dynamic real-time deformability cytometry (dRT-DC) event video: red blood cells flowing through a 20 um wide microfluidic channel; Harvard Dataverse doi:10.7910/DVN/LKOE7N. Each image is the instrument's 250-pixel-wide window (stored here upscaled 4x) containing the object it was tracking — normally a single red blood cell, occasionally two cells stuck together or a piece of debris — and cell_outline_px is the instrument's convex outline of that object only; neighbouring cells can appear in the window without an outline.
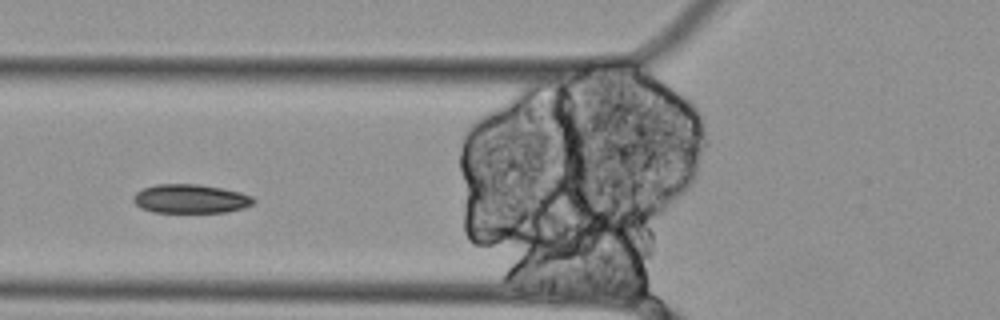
{"species": "Egyptian fruit bat (a non-hibernating species)", "species_latin": "Rousettus aegyptiacus", "temperature_condition": "cold", "stored_images_in_passage": 36, "segment_of_instrument_passage": [2, 2], "camera_frame_rate_fps": 3000, "um_per_image_px": 0.085, "animal": {"sex": "female"}, "frame": {"image": 1, "passage_image": 8, "time_ms": 2.333, "image_size_px": [1000, 320], "cell_outline_px": [[256, 200], [252, 204], [244, 208], [228, 212], [152, 212], [140, 208], [132, 200], [132, 196], [136, 192], [144, 188], [156, 184], [200, 184], [240, 192], [252, 196]], "centroid_in_image_um": [16.18, 16.9], "position_along_channel_um": 109.6, "area_um2": 20.35}}
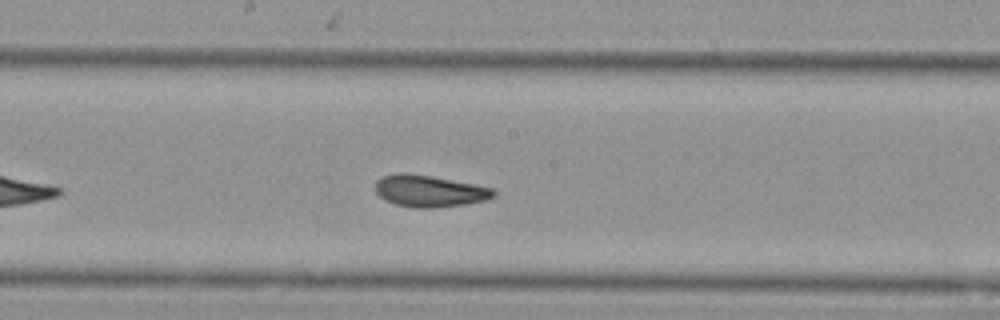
{"frame": {"image": 2, "passage_image": 17, "time_ms": 5.333, "image_size_px": [1000, 320], "cell_outline_px": [[496, 196], [484, 200], [464, 204], [432, 208], [412, 208], [396, 204], [384, 200], [376, 192], [376, 180], [384, 176], [400, 172], [404, 172], [432, 176], [492, 188], [496, 192]], "centroid_in_image_um": [36.47, 16.24], "position_along_channel_um": 211.7, "area_um2": 21.73}}
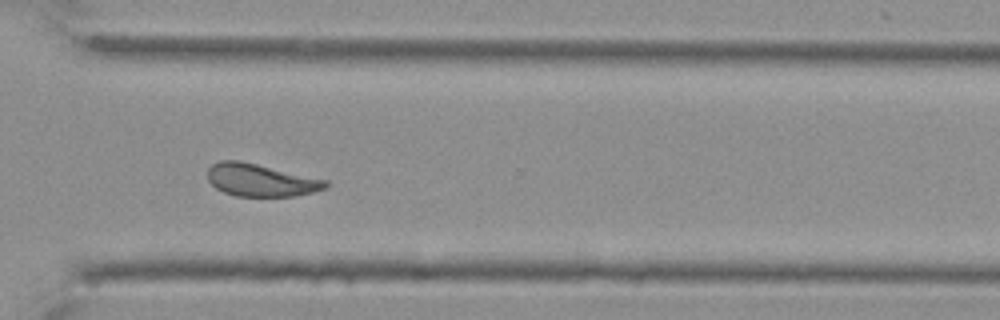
{"frame": {"image": 3, "passage_image": 29, "time_ms": 9.333, "image_size_px": [1000, 320], "cell_outline_px": [[328, 188], [296, 196], [236, 196], [224, 192], [216, 188], [208, 180], [208, 168], [212, 164], [220, 160], [240, 160], [328, 180]], "centroid_in_image_um": [22.17, 15.3], "position_along_channel_um": 348.4, "area_um2": 22.43}}